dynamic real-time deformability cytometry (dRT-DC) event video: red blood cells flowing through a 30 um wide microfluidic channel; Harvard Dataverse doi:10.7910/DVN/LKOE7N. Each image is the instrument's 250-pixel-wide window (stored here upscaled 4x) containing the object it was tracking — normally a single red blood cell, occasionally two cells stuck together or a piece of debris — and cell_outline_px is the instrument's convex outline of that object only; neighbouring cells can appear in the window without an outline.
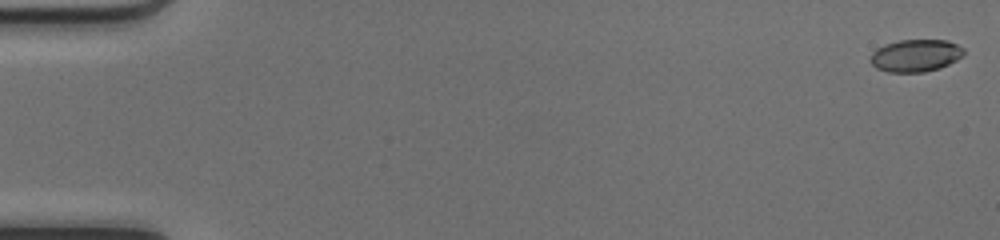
{"species": "common noctule bat (a hibernating species)", "species_latin": "Nyctalus noctula", "temperature_condition": "cold", "stored_images_in_passage": 50, "camera_frame_rate_fps": 3000, "um_per_image_px": 0.085, "animal": {"sex": "female", "body_mass_g": 17.0, "forearm_length_mm": 48.0}, "frame": {"image": 1, "passage_image": 1, "time_ms": 0.0, "image_size_px": [1000, 240], "cell_outline_px": [[964, 52], [956, 60], [940, 68], [924, 72], [888, 72], [876, 68], [872, 64], [872, 52], [876, 48], [884, 44], [900, 40], [948, 40], [964, 48]], "centroid_in_image_um": [77.82, 4.72], "position_along_channel_um": 7.2, "area_um2": 17.51}}
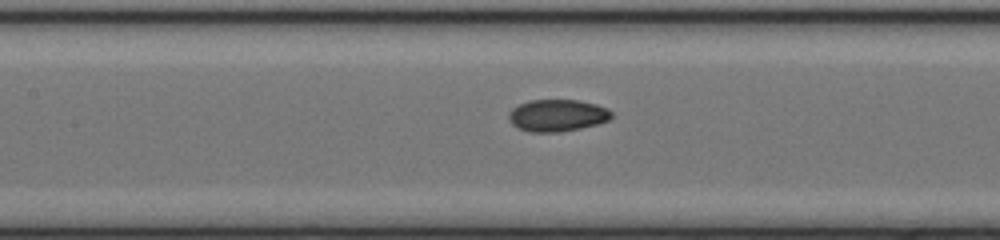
{"frame": {"image": 2, "passage_image": 24, "time_ms": 7.667, "image_size_px": [1000, 240], "cell_outline_px": [[612, 116], [608, 120], [596, 124], [580, 128], [560, 132], [528, 132], [512, 124], [508, 120], [508, 112], [512, 108], [528, 100], [580, 100], [596, 104], [608, 108], [612, 112]], "centroid_in_image_um": [47.35, 9.8], "position_along_channel_um": 160.0, "area_um2": 19.25}}
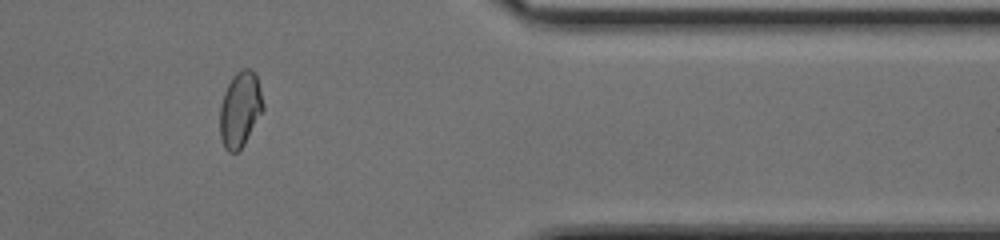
{"frame": {"image": 3, "passage_image": 42, "time_ms": 13.667, "image_size_px": [1000, 240], "cell_outline_px": [[264, 108], [244, 144], [236, 152], [228, 152], [224, 148], [220, 136], [220, 104], [224, 92], [232, 76], [236, 72], [244, 68], [252, 68], [256, 72], [264, 104]], "centroid_in_image_um": [20.41, 9.26], "position_along_channel_um": 391.0, "area_um2": 19.07}, "authors_computed_cell_mechanics": {"area_um2": 18.6405, "velocity_mm_per_s": 4.1899, "shape_relaxation_time_tau1_ms": 10.5082, "shape_relaxation_time_tau2_ms": 1.589, "deformation_change_tau1": 0.2391, "deformation_change_tau2": 0.0469}}